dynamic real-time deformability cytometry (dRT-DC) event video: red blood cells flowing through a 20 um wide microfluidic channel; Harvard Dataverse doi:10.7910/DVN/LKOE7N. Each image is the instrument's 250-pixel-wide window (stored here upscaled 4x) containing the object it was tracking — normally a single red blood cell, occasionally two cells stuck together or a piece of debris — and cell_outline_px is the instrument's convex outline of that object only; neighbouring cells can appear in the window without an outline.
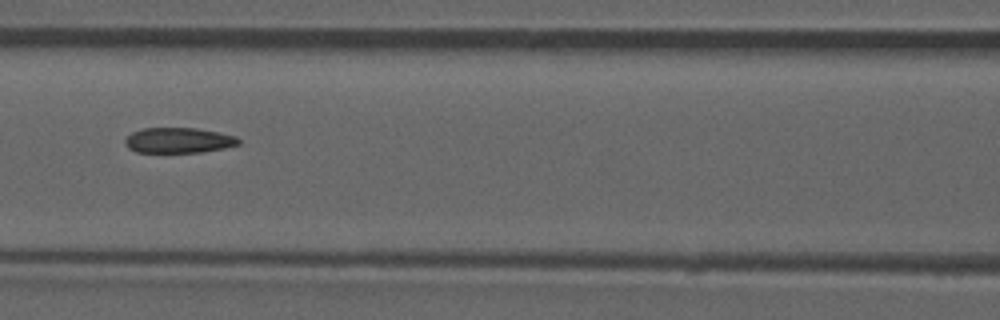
{"species": "common noctule bat (a hibernating species)", "species_latin": "Nyctalus noctula", "temperature_condition": "room temperature", "stored_images_in_passage": 52, "camera_frame_rate_fps": 3000, "um_per_image_px": 0.085, "animal": {"sex": "male", "forearm_length_mm": 52.5}, "frame": {"image": 1, "passage_image": 23, "time_ms": 7.333, "image_size_px": [1000, 320], "cell_outline_px": [[240, 144], [224, 148], [200, 152], [136, 152], [128, 148], [124, 144], [124, 140], [132, 132], [140, 128], [196, 128], [236, 136], [240, 140]], "centroid_in_image_um": [15.15, 11.93], "position_along_channel_um": 151.5, "area_um2": 16.76}, "authors_computed_cell_mechanics": {"area_um2": 17.8313, "velocity_mm_per_s": 3.8797, "shape_relaxation_time_tau1_ms": null, "shape_relaxation_time_tau2_ms": 2.6411, "deformation_change_tau1": null, "deformation_change_tau2": 0.1001}}